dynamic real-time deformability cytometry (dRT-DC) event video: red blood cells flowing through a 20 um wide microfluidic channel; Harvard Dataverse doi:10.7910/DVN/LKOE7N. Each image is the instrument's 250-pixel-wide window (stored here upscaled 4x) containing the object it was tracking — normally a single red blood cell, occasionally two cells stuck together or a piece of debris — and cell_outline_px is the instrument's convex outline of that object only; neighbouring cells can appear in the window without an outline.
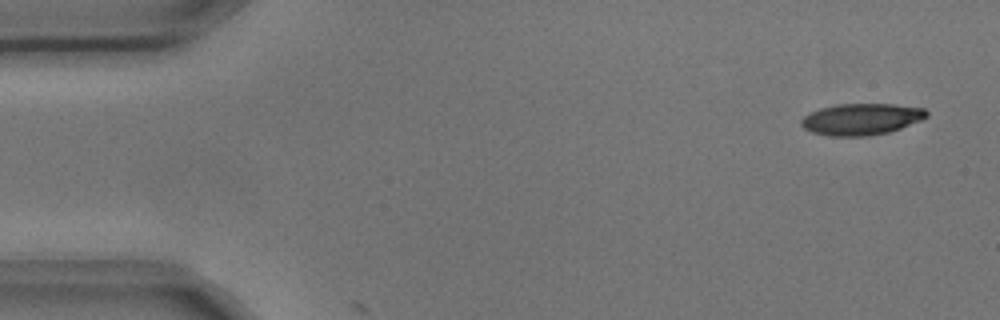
{"species": "common noctule bat (a hibernating species)", "species_latin": "Nyctalus noctula", "temperature_condition": "cold", "stored_images_in_passage": 2, "camera_frame_rate_fps": 3000, "um_per_image_px": 0.085, "animal": {"sex": "male", "body_mass_g": 17.9, "forearm_length_mm": 54.2}, "frame": {"image": 1, "passage_image": 1, "time_ms": 0.0, "image_size_px": [1000, 320], "cell_outline_px": [[928, 116], [920, 120], [900, 128], [888, 132], [868, 136], [828, 136], [812, 132], [804, 128], [800, 124], [800, 120], [804, 116], [820, 108], [836, 104], [892, 104], [924, 108], [928, 112]], "centroid_in_image_um": [73.19, 10.13], "position_along_channel_um": 11.8, "area_um2": 22.95}}